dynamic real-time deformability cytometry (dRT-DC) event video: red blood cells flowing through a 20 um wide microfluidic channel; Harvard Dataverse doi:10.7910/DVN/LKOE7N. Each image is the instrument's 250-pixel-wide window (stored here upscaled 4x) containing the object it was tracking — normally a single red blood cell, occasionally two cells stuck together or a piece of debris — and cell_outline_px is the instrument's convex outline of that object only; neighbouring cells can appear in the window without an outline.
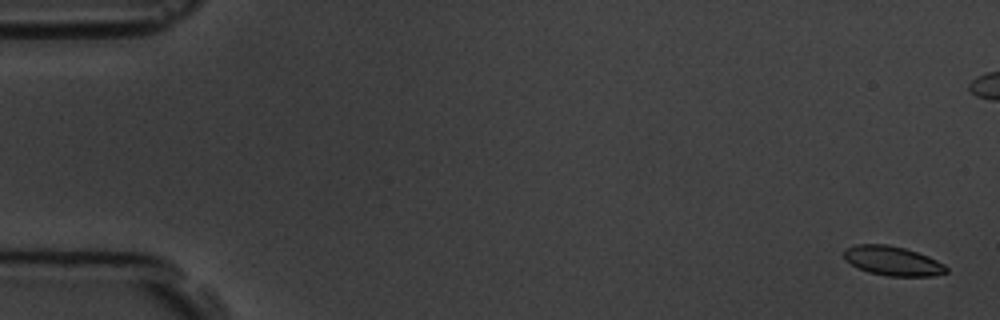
{"species": "common noctule bat (a hibernating species)", "species_latin": "Nyctalus noctula", "temperature_condition": "room temperature", "stored_images_in_passage": 16, "camera_frame_rate_fps": 3000, "um_per_image_px": 0.085, "animal": {"sex": "male", "body_mass_g": 19.5, "forearm_length_mm": 54.6}, "frame": {"image": 1, "passage_image": 1, "time_ms": 0.0, "image_size_px": [1000, 320], "cell_outline_px": [[948, 272], [932, 276], [888, 276], [868, 272], [844, 260], [844, 248], [856, 244], [888, 244], [904, 248], [928, 256], [944, 264], [948, 268]], "centroid_in_image_um": [75.86, 22.17], "position_along_channel_um": 9.1, "area_um2": 17.51}}
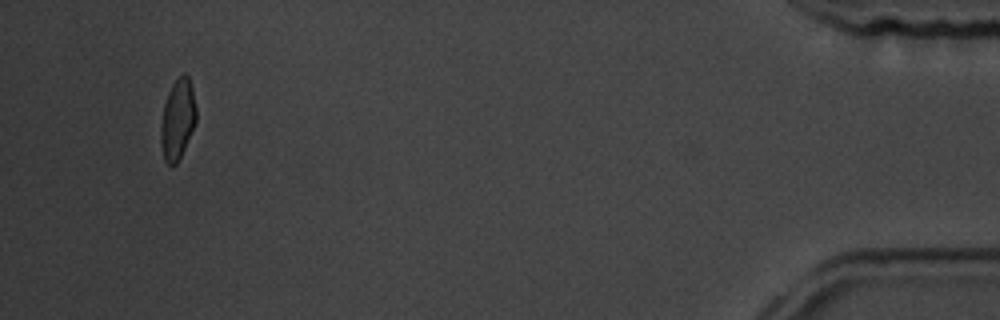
{"frame": {"image": 2, "passage_image": 16, "time_ms": 19.333, "image_size_px": [1000, 320], "cell_outline_px": [[196, 120], [184, 148], [176, 164], [172, 168], [164, 160], [160, 144], [160, 128], [164, 104], [168, 92], [172, 84], [184, 72], [188, 76], [192, 88], [196, 108]], "centroid_in_image_um": [15.07, 10.16], "position_along_channel_um": 420.1, "area_um2": 16.47}, "authors_computed_cell_mechanics": {"area_um2": 18.0047, "velocity_mm_per_s": 3.5825, "shape_relaxation_time_tau1_ms": 2.7689, "shape_relaxation_time_tau2_ms": null, "deformation_change_tau1": 0.0717, "deformation_change_tau2": null}}